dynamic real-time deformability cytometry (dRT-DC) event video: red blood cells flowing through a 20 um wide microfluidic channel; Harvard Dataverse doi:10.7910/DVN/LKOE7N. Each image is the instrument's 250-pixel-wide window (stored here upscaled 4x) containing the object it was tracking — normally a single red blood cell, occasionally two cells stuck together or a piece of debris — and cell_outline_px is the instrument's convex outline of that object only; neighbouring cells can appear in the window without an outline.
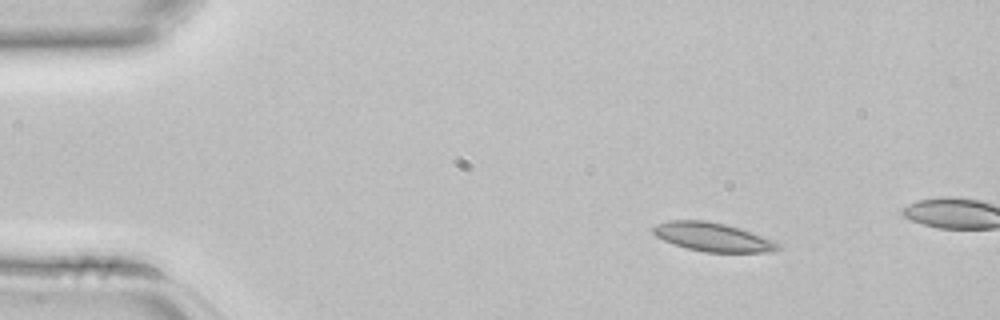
{"species": "common noctule bat (a hibernating species)", "species_latin": "Nyctalus noctula", "temperature_condition": "room temperature", "stored_images_in_passage": 3, "camera_frame_rate_fps": 3000, "um_per_image_px": 0.085, "animal": {"sex": "female", "body_mass_g": 22.7, "forearm_length_mm": 54.2}, "frame": {"image": 1, "passage_image": 1, "time_ms": 0.0, "image_size_px": [1000, 320], "cell_outline_px": [[780, 248], [772, 252], [704, 252], [688, 248], [664, 240], [656, 236], [652, 232], [652, 228], [656, 224], [668, 220], [704, 220], [724, 224], [740, 228], [780, 244]], "centroid_in_image_um": [60.54, 20.14], "position_along_channel_um": 24.5, "area_um2": 20.58}}